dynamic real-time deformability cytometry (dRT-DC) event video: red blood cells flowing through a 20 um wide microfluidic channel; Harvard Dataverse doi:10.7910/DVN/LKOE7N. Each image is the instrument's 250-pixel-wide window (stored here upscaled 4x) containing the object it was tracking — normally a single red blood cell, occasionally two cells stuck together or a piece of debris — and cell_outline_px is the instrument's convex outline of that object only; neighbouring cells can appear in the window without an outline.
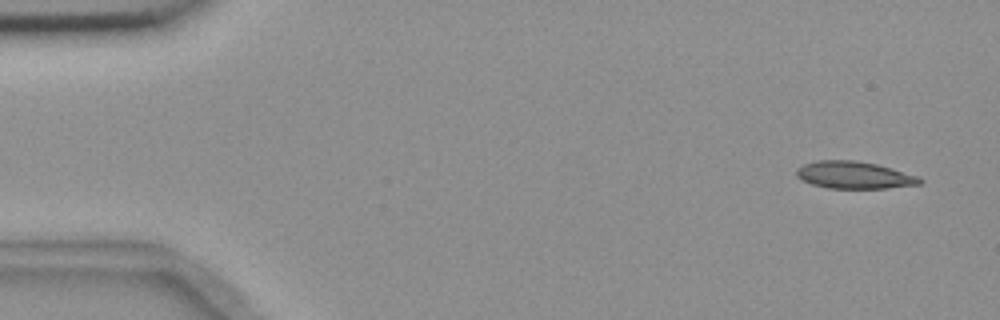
{"species": "common noctule bat (a hibernating species)", "species_latin": "Nyctalus noctula", "temperature_condition": "room temperature", "stored_images_in_passage": 5, "camera_frame_rate_fps": 3000, "um_per_image_px": 0.085, "animal": {"sex": "female", "body_mass_g": 18.4}, "frame": {"image": 1, "passage_image": 1, "time_ms": 0.0, "image_size_px": [1000, 320], "cell_outline_px": [[924, 180], [920, 184], [884, 188], [828, 188], [812, 184], [796, 176], [796, 168], [804, 164], [816, 160], [856, 160], [876, 164], [920, 176]], "centroid_in_image_um": [72.61, 14.87], "position_along_channel_um": 12.4, "area_um2": 19.54}}